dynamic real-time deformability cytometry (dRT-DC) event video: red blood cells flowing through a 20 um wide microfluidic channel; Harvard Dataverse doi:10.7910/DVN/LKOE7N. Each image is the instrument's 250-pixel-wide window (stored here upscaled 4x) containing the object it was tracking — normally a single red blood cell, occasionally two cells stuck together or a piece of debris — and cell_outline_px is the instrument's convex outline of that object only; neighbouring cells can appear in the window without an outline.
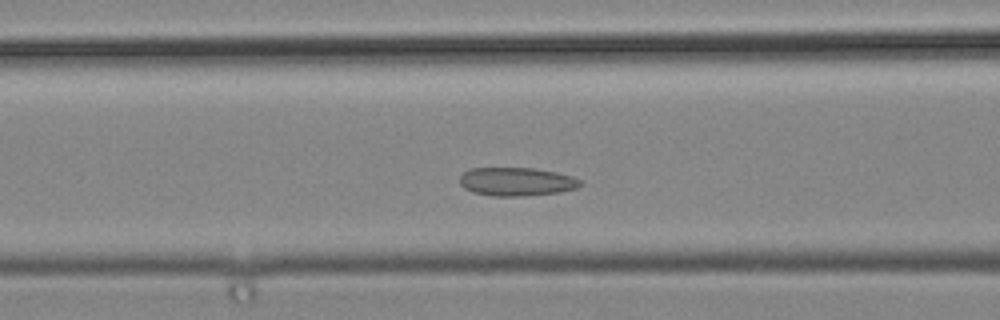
{"species": "common noctule bat (a hibernating species)", "species_latin": "Nyctalus noctula", "temperature_condition": "cold", "stored_images_in_passage": 45, "camera_frame_rate_fps": 3000, "um_per_image_px": 0.085, "animal": {"sex": "male", "body_mass_g": 19.2, "forearm_length_mm": 51.8}, "frame": {"image": 1, "passage_image": 15, "time_ms": 4.667, "image_size_px": [1000, 320], "cell_outline_px": [[580, 184], [576, 188], [560, 192], [524, 196], [492, 196], [476, 192], [464, 188], [460, 184], [460, 176], [464, 172], [472, 168], [532, 168], [556, 172], [572, 176], [580, 180]], "centroid_in_image_um": [43.9, 15.44], "position_along_channel_um": 122.7, "area_um2": 19.83}}
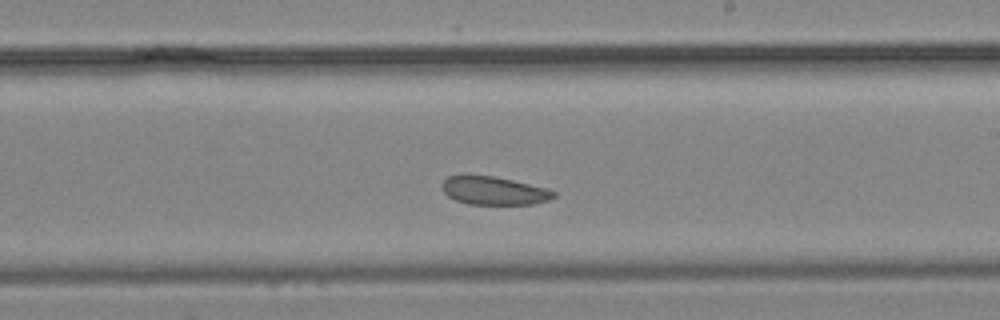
{"frame": {"image": 2, "passage_image": 24, "time_ms": 7.667, "image_size_px": [1000, 320], "cell_outline_px": [[556, 196], [548, 200], [532, 204], [468, 204], [456, 200], [448, 196], [444, 192], [440, 184], [448, 176], [492, 176], [512, 180], [548, 188], [556, 192]], "centroid_in_image_um": [42.0, 16.22], "position_along_channel_um": 247.0, "area_um2": 18.21}}
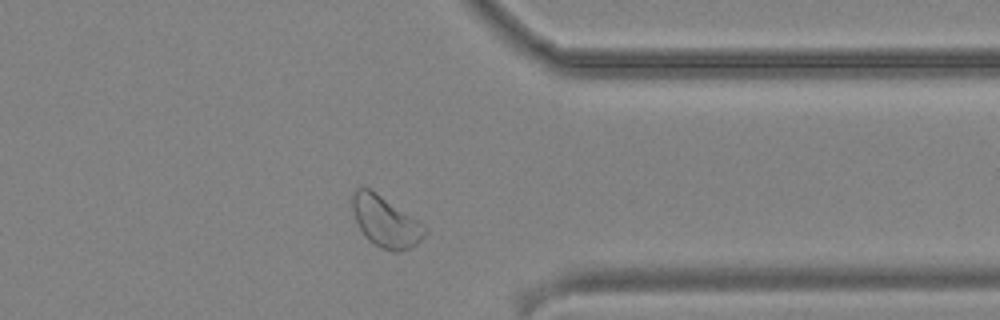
{"frame": {"image": 3, "passage_image": 34, "time_ms": 11.0, "image_size_px": [1000, 320], "cell_outline_px": [[428, 232], [416, 244], [400, 252], [392, 252], [380, 248], [368, 240], [364, 236], [356, 220], [352, 208], [352, 196], [356, 188], [368, 188], [428, 228]], "centroid_in_image_um": [32.76, 18.89], "position_along_channel_um": 378.6, "area_um2": 20.92}}